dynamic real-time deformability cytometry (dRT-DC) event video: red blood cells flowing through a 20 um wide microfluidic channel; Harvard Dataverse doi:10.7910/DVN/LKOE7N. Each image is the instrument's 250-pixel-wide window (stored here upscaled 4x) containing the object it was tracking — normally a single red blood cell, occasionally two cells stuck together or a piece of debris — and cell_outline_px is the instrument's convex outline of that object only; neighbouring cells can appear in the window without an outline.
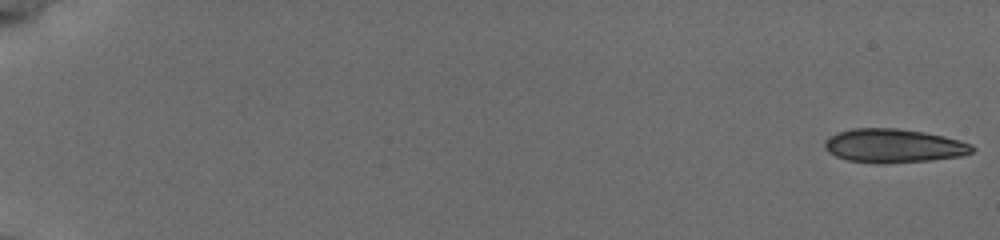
{"species": "common noctule bat (a hibernating species)", "species_latin": "Nyctalus noctula", "temperature_condition": "cold", "stored_images_in_passage": 55, "camera_frame_rate_fps": 3000, "um_per_image_px": 0.085, "animal": {"sex": "female", "body_mass_g": 19.5, "forearm_length_mm": 54.1}, "frame": {"image": 1, "passage_image": 1, "time_ms": 0.0, "image_size_px": [1000, 240], "cell_outline_px": [[976, 148], [972, 152], [964, 156], [932, 160], [884, 164], [876, 164], [848, 160], [836, 156], [828, 152], [824, 148], [824, 140], [828, 136], [836, 132], [852, 128], [896, 128], [924, 132], [944, 136], [960, 140], [972, 144]], "centroid_in_image_um": [75.95, 12.4], "position_along_channel_um": 9.0, "area_um2": 29.54}}
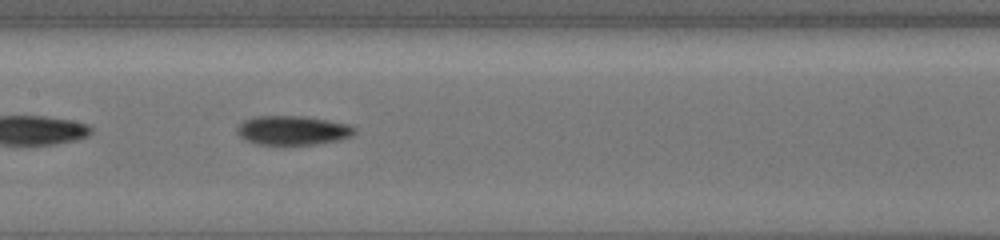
{"frame": {"image": 2, "passage_image": 31, "time_ms": 10.0, "image_size_px": [1000, 240], "cell_outline_px": [[356, 128], [348, 136], [336, 140], [316, 144], [256, 144], [244, 140], [236, 132], [236, 128], [244, 120], [256, 116], [304, 116], [328, 120], [348, 124]], "centroid_in_image_um": [24.81, 11.07], "position_along_channel_um": 182.6, "area_um2": 19.71}}
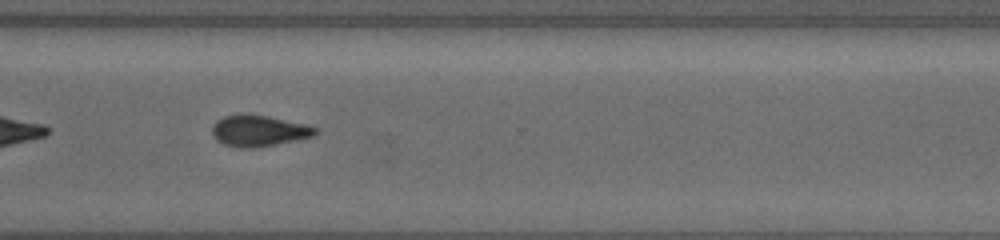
{"frame": {"image": 3, "passage_image": 44, "time_ms": 14.333, "image_size_px": [1000, 240], "cell_outline_px": [[316, 132], [312, 136], [252, 148], [240, 148], [224, 144], [216, 140], [212, 132], [212, 128], [216, 120], [224, 116], [240, 112], [248, 112], [268, 116], [304, 124], [316, 128]], "centroid_in_image_um": [21.9, 11.08], "position_along_channel_um": 348.7, "area_um2": 18.61}, "authors_computed_cell_mechanics": {"area_um2": 19.5364, "velocity_mm_per_s": 3.8441, "shape_relaxation_time_tau1_ms": 4.689, "shape_relaxation_time_tau2_ms": 4.7652, "deformation_change_tau1": 0.1503, "deformation_change_tau2": 0.1029}}